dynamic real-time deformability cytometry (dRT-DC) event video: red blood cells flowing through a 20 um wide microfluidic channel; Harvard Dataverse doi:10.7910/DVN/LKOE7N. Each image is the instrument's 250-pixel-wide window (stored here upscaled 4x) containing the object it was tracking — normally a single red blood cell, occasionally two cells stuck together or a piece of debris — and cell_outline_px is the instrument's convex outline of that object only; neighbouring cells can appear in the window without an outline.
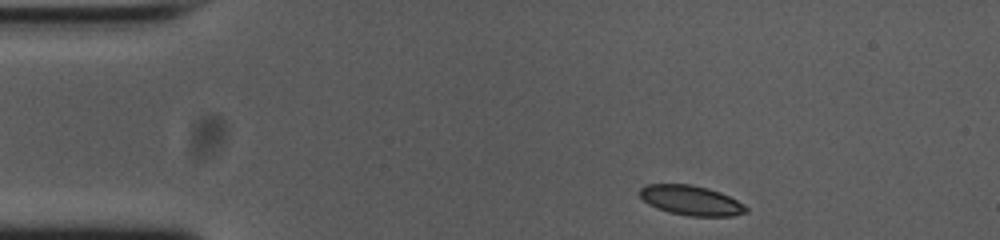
{"species": "common noctule bat (a hibernating species)", "species_latin": "Nyctalus noctula", "temperature_condition": "cold", "stored_images_in_passage": 47, "camera_frame_rate_fps": 3000, "um_per_image_px": 0.085, "animal": {"sex": "female", "body_mass_g": 23.0, "forearm_length_mm": 53.4}, "frame": {"image": 1, "passage_image": 1, "time_ms": 0.0, "image_size_px": [1000, 240], "cell_outline_px": [[748, 212], [732, 216], [688, 216], [668, 212], [656, 208], [648, 204], [640, 196], [640, 188], [648, 184], [692, 184], [708, 188], [720, 192], [744, 204], [748, 208]], "centroid_in_image_um": [58.74, 17.04], "position_along_channel_um": 26.3, "area_um2": 18.5}}
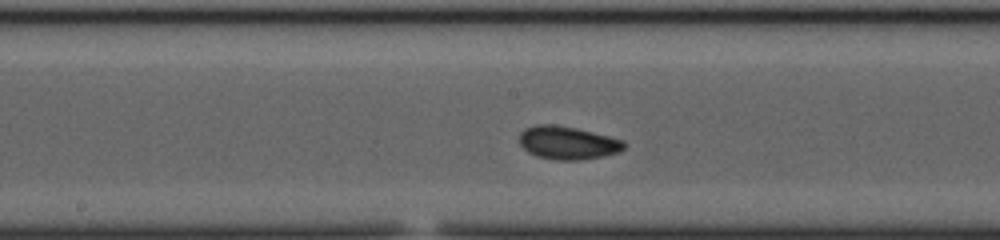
{"frame": {"image": 2, "passage_image": 20, "time_ms": 6.333, "image_size_px": [1000, 240], "cell_outline_px": [[628, 144], [620, 152], [604, 156], [580, 160], [556, 160], [536, 156], [528, 152], [520, 144], [520, 132], [524, 128], [536, 124], [552, 124], [576, 128], [624, 140]], "centroid_in_image_um": [48.27, 12.14], "position_along_channel_um": 199.9, "area_um2": 20.35}}
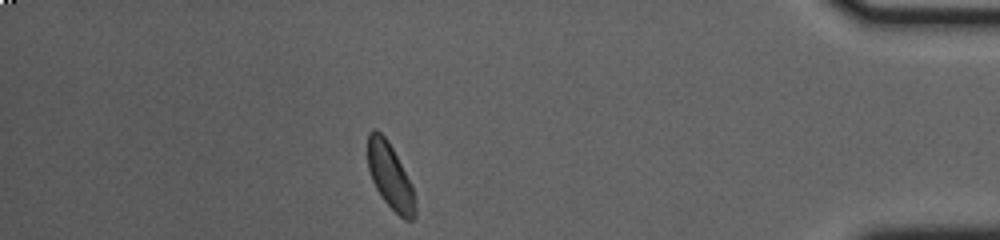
{"frame": {"image": 3, "passage_image": 40, "time_ms": 13.0, "image_size_px": [1000, 240], "cell_outline_px": [[416, 216], [412, 220], [404, 220], [384, 200], [376, 188], [372, 180], [368, 168], [368, 132], [372, 128], [376, 128], [388, 140], [412, 188], [416, 204]], "centroid_in_image_um": [33.14, 14.97], "position_along_channel_um": 402.1, "area_um2": 17.74}, "authors_computed_cell_mechanics": {"area_um2": 18.6694, "velocity_mm_per_s": 3.7178, "shape_relaxation_time_tau1_ms": 6.1043, "shape_relaxation_time_tau2_ms": 2.1776, "deformation_change_tau1": 0.1323, "deformation_change_tau2": 0.0501}}